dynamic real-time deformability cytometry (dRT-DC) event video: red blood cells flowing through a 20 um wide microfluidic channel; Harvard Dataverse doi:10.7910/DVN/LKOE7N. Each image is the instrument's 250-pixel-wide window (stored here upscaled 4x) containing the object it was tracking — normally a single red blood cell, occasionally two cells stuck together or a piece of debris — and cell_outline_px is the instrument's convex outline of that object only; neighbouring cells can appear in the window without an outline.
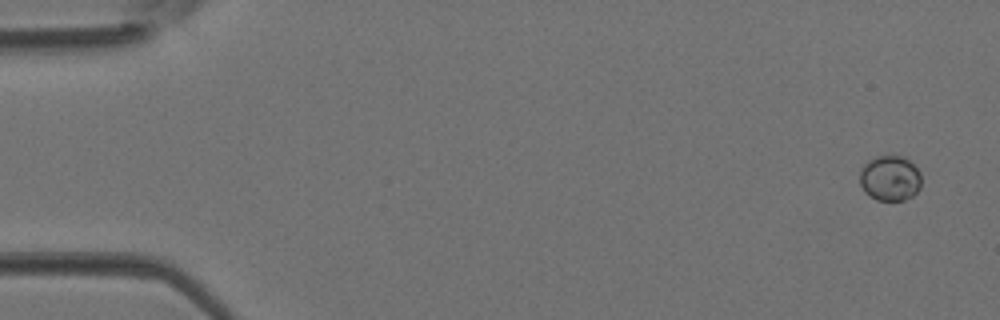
{"species": "Egyptian fruit bat (a non-hibernating species)", "species_latin": "Rousettus aegyptiacus", "temperature_condition": "room temperature", "stored_images_in_passage": 42, "camera_frame_rate_fps": 3000, "um_per_image_px": 0.085, "animal": {"sex": "female"}, "frame": {"image": 1, "passage_image": 1, "time_ms": 0.0, "image_size_px": [1000, 320], "cell_outline_px": [[920, 188], [912, 196], [904, 200], [876, 200], [864, 192], [860, 184], [860, 168], [868, 160], [876, 156], [904, 156], [920, 172]], "centroid_in_image_um": [75.62, 15.15], "position_along_channel_um": 9.4, "area_um2": 16.3}}
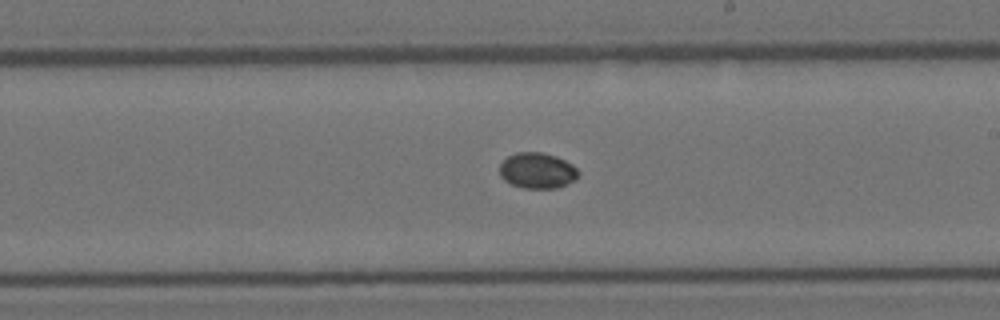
{"frame": {"image": 2, "passage_image": 24, "time_ms": 7.667, "image_size_px": [1000, 320], "cell_outline_px": [[580, 172], [576, 180], [556, 188], [524, 188], [512, 184], [504, 180], [500, 176], [500, 164], [508, 156], [516, 152], [544, 152], [556, 156], [572, 164]], "centroid_in_image_um": [45.68, 14.49], "position_along_channel_um": 243.3, "area_um2": 16.47}}
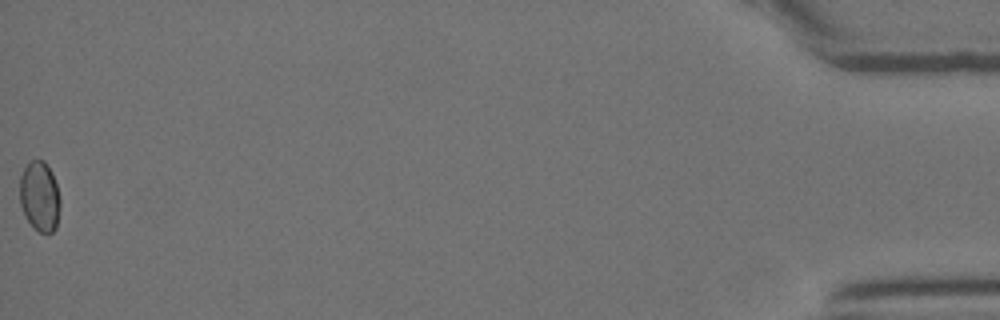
{"frame": {"image": 3, "passage_image": 42, "time_ms": 13.667, "image_size_px": [1000, 320], "cell_outline_px": [[60, 208], [56, 228], [52, 232], [40, 232], [28, 220], [20, 204], [20, 176], [24, 168], [32, 160], [44, 160], [52, 172], [60, 196]], "centroid_in_image_um": [3.39, 16.67], "position_along_channel_um": 431.8, "area_um2": 16.36}}